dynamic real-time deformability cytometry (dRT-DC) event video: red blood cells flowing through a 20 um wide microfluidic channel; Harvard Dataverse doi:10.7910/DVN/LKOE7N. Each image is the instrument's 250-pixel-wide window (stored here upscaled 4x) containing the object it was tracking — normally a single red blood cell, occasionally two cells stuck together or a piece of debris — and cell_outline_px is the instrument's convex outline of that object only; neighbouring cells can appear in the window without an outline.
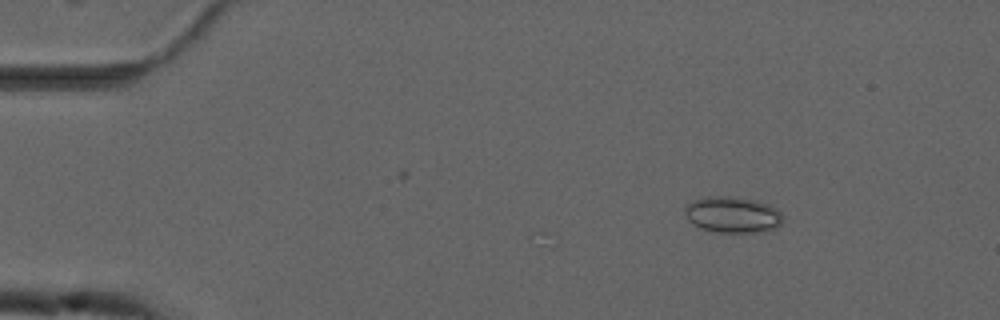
{"species": "common noctule bat (a hibernating species)", "species_latin": "Nyctalus noctula", "temperature_condition": "cold", "stored_images_in_passage": 9, "camera_frame_rate_fps": 3000, "um_per_image_px": 0.085, "animal": {"sex": "male", "forearm_length_mm": 52.5}, "frame": {"image": 1, "passage_image": 1, "time_ms": 0.0, "image_size_px": [1000, 320], "cell_outline_px": [[784, 220], [776, 228], [764, 232], [716, 232], [692, 224], [684, 216], [684, 208], [692, 200], [708, 196], [736, 196], [756, 200], [768, 204], [776, 208], [780, 212]], "centroid_in_image_um": [62.27, 18.24], "position_along_channel_um": 22.7, "area_um2": 20.92}}